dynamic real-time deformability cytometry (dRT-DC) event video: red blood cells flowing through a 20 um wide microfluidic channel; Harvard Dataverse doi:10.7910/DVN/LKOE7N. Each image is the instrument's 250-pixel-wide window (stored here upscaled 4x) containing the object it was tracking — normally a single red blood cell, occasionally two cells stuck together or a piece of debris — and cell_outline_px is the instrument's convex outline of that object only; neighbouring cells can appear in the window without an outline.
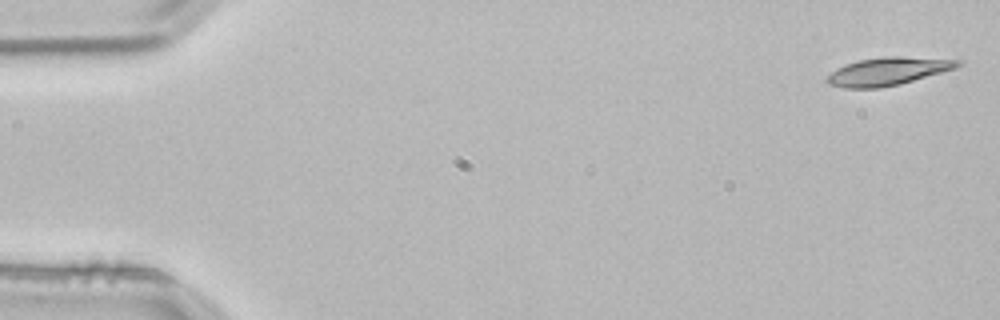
{"species": "common noctule bat (a hibernating species)", "species_latin": "Nyctalus noctula", "temperature_condition": "room temperature", "stored_images_in_passage": 4, "camera_frame_rate_fps": 3000, "um_per_image_px": 0.085, "animal": {"sex": "male", "body_mass_g": 21.5, "forearm_length_mm": 52.0}, "frame": {"image": 1, "passage_image": 1, "time_ms": 0.0, "image_size_px": [1000, 320], "cell_outline_px": [[964, 64], [956, 68], [900, 84], [880, 88], [844, 88], [828, 84], [824, 80], [836, 68], [844, 64], [860, 60], [884, 56], [900, 56], [964, 60]], "centroid_in_image_um": [75.49, 6.06], "position_along_channel_um": 9.5, "area_um2": 21.44}}
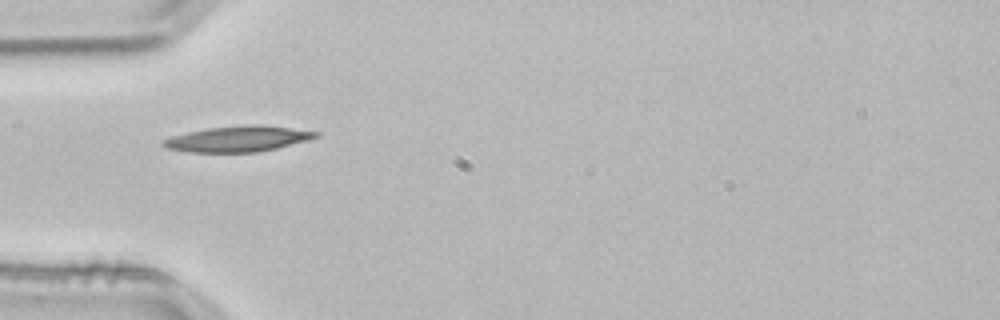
{"frame": {"image": 2, "passage_image": 4, "time_ms": 1.0, "image_size_px": [1000, 320], "cell_outline_px": [[320, 136], [308, 140], [276, 148], [256, 152], [188, 152], [164, 148], [160, 144], [160, 140], [172, 136], [188, 132], [208, 128], [252, 124], [260, 124], [320, 132]], "centroid_in_image_um": [20.18, 11.8], "position_along_channel_um": 64.8, "area_um2": 22.89}}